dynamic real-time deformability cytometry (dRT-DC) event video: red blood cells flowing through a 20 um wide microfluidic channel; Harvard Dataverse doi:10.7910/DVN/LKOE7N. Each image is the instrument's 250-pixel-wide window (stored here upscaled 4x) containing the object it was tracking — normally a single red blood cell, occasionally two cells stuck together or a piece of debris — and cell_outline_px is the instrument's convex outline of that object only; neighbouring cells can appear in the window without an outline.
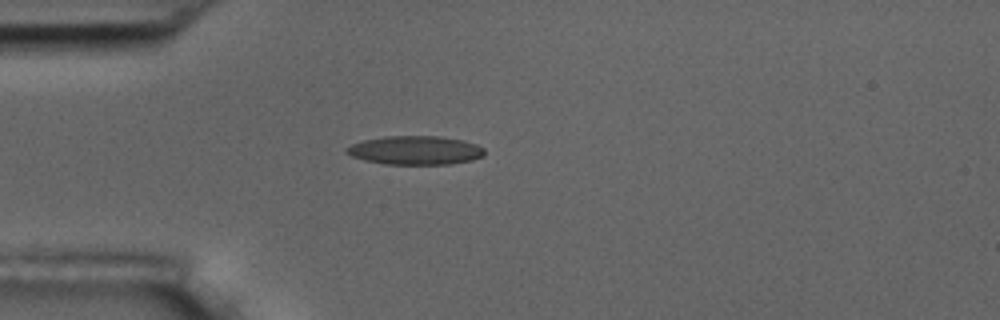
{"species": "common noctule bat (a hibernating species)", "species_latin": "Nyctalus noctula", "temperature_condition": "room temperature", "stored_images_in_passage": 1, "camera_frame_rate_fps": 3000, "um_per_image_px": 0.085, "animal": {"sex": "male", "body_mass_g": 17.5, "forearm_length_mm": 52.3}, "frame": {"image": 1, "passage_image": 1, "time_ms": 0.0, "image_size_px": [1000, 320], "cell_outline_px": [[484, 156], [472, 160], [452, 164], [384, 164], [364, 160], [352, 156], [344, 152], [344, 148], [352, 144], [364, 140], [384, 136], [440, 136], [464, 140], [476, 144], [484, 148]], "centroid_in_image_um": [35.3, 12.77], "position_along_channel_um": 49.7, "area_um2": 23.29}}